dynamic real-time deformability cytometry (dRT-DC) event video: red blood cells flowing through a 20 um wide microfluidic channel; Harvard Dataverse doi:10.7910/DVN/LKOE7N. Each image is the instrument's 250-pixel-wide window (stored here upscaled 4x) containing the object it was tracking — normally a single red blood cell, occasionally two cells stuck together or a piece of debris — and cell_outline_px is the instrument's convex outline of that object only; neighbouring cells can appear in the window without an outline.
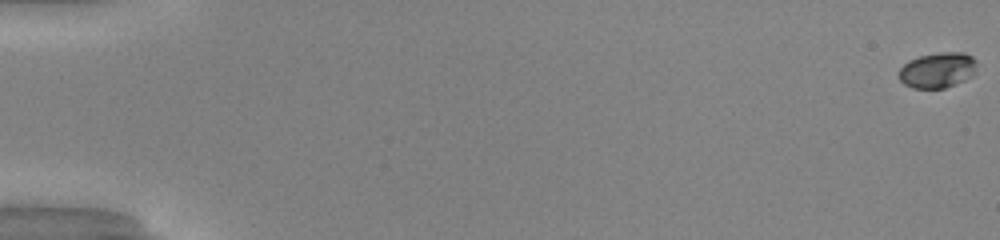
{"species": "common noctule bat (a hibernating species)", "species_latin": "Nyctalus noctula", "temperature_condition": "warm", "stored_images_in_passage": 52, "camera_frame_rate_fps": 3000, "um_per_image_px": 0.085, "animal": {"sex": "male", "body_mass_g": 20.0, "forearm_length_mm": 53.3}, "frame": {"image": 1, "passage_image": 1, "time_ms": 0.0, "image_size_px": [1000, 240], "cell_outline_px": [[976, 72], [972, 76], [964, 80], [944, 88], [912, 88], [904, 84], [900, 80], [900, 68], [908, 60], [920, 56], [940, 52], [964, 52], [972, 56], [976, 60]], "centroid_in_image_um": [79.71, 5.95], "position_along_channel_um": 5.3, "area_um2": 16.13}}
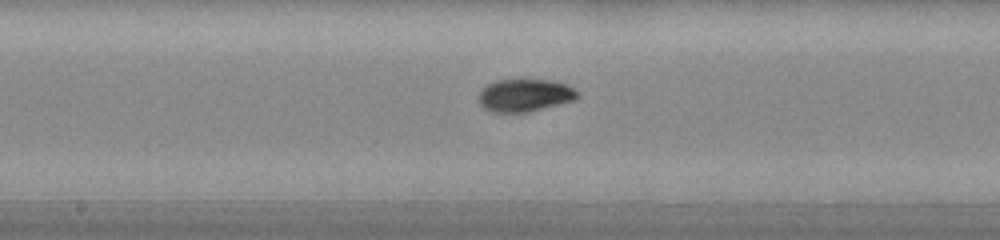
{"frame": {"image": 2, "passage_image": 29, "time_ms": 9.333, "image_size_px": [1000, 240], "cell_outline_px": [[580, 96], [576, 100], [528, 112], [492, 112], [484, 108], [480, 104], [480, 92], [488, 84], [496, 80], [548, 80], [568, 84], [580, 92]], "centroid_in_image_um": [44.68, 8.1], "position_along_channel_um": 203.5, "area_um2": 18.79}}
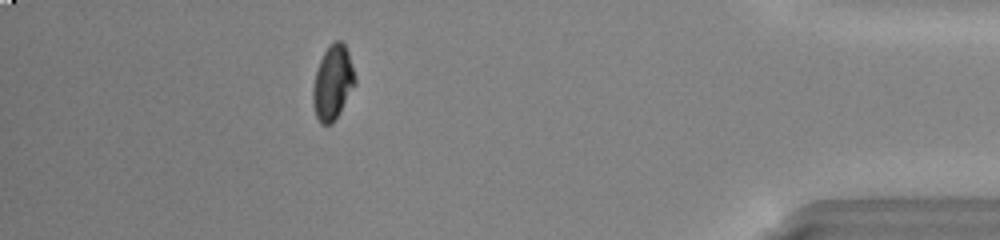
{"frame": {"image": 3, "passage_image": 47, "time_ms": 15.333, "image_size_px": [1000, 240], "cell_outline_px": [[356, 84], [340, 112], [332, 124], [320, 124], [316, 116], [312, 104], [312, 88], [316, 72], [320, 60], [324, 52], [336, 40], [340, 40], [344, 44], [348, 52], [356, 76]], "centroid_in_image_um": [28.29, 7.06], "position_along_channel_um": 406.9, "area_um2": 18.26}, "authors_computed_cell_mechanics": {"area_um2": 18.0914, "velocity_mm_per_s": 4.1196, "shape_relaxation_time_tau1_ms": 3.7171, "shape_relaxation_time_tau2_ms": null, "deformation_change_tau1": 0.1573, "deformation_change_tau2": null}}